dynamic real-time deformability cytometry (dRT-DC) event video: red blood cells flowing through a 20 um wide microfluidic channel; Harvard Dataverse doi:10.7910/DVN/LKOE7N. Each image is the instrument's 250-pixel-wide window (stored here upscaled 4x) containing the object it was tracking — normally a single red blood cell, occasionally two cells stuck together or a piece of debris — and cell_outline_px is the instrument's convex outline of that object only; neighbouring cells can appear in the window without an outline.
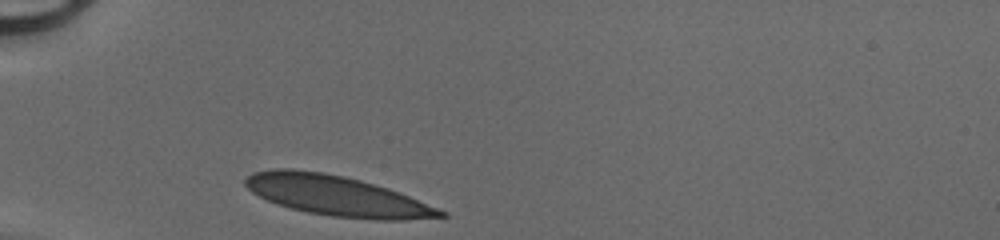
{"species": "human", "species_latin": "Homo sapiens", "temperature_condition": "cold", "stored_images_in_passage": 3, "camera_frame_rate_fps": 3000, "um_per_image_px": 0.085, "donor": {"sex": "male"}, "frame": {"image": 1, "passage_image": 1, "time_ms": 0.0, "image_size_px": [1000, 240], "cell_outline_px": [[448, 216], [404, 220], [376, 220], [332, 216], [308, 212], [276, 204], [252, 192], [244, 184], [244, 180], [252, 172], [272, 168], [292, 168], [324, 172], [344, 176], [360, 180], [388, 188], [448, 212]], "centroid_in_image_um": [28.6, 16.63], "position_along_channel_um": 56.4, "area_um2": 45.55}}